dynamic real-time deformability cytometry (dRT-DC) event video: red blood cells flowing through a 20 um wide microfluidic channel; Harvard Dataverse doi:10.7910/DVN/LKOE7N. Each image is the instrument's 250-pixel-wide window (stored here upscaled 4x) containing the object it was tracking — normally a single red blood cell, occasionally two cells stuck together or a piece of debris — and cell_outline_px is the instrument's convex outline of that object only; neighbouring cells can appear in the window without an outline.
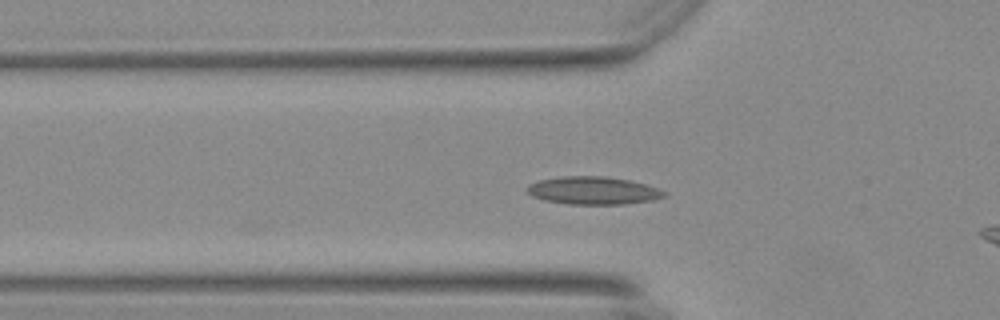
{"species": "Egyptian fruit bat (a non-hibernating species)", "species_latin": "Rousettus aegyptiacus", "temperature_condition": "warm", "stored_images_in_passage": 42, "camera_frame_rate_fps": 3000, "um_per_image_px": 0.085, "animal": {"sex": "female"}, "frame": {"image": 1, "passage_image": 4, "time_ms": 1.0, "image_size_px": [1000, 320], "cell_outline_px": [[668, 196], [652, 200], [624, 204], [568, 204], [544, 200], [532, 196], [528, 192], [528, 184], [540, 180], [564, 176], [604, 176], [628, 180], [644, 184], [668, 192]], "centroid_in_image_um": [50.44, 16.2], "position_along_channel_um": 75.4, "area_um2": 22.08}}
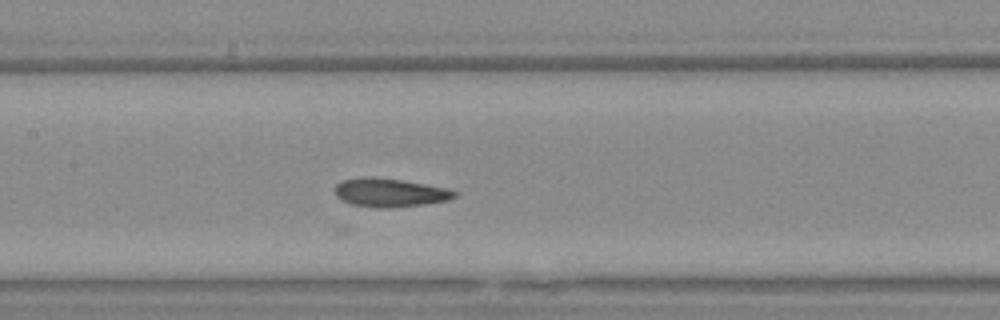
{"frame": {"image": 2, "passage_image": 12, "time_ms": 3.667, "image_size_px": [1000, 320], "cell_outline_px": [[456, 196], [448, 200], [424, 204], [392, 208], [376, 208], [352, 204], [340, 200], [336, 196], [336, 184], [344, 180], [364, 176], [368, 176], [400, 180], [448, 188], [456, 192]], "centroid_in_image_um": [33.12, 16.38], "position_along_channel_um": 174.3, "area_um2": 19.83}}
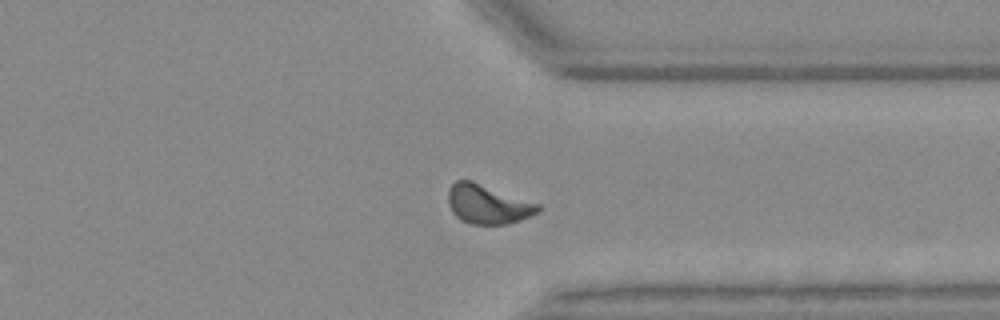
{"frame": {"image": 3, "passage_image": 28, "time_ms": 9.0, "image_size_px": [1000, 320], "cell_outline_px": [[540, 212], [532, 216], [508, 224], [472, 224], [460, 220], [452, 212], [448, 204], [448, 188], [456, 180], [472, 180], [540, 204]], "centroid_in_image_um": [41.46, 17.36], "position_along_channel_um": 369.9, "area_um2": 20.75}, "authors_computed_cell_mechanics": {"area_um2": 19.5653, "velocity_mm_per_s": 3.6993, "shape_relaxation_time_tau1_ms": null, "shape_relaxation_time_tau2_ms": 2.382, "deformation_change_tau1": null, "deformation_change_tau2": 0.0842}}